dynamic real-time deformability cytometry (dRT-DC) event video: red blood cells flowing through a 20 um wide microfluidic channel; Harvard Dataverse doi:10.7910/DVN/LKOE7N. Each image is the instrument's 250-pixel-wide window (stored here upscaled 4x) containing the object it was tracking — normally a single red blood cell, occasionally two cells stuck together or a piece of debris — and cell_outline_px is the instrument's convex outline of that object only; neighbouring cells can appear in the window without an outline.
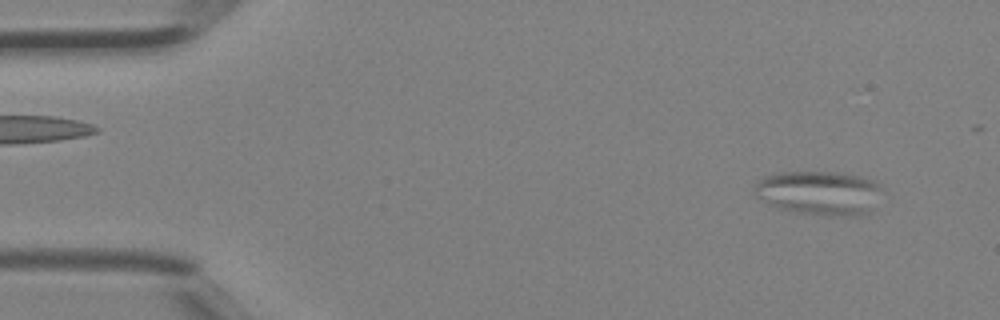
{"species": "Egyptian fruit bat (a non-hibernating species)", "species_latin": "Rousettus aegyptiacus", "temperature_condition": "room temperature", "stored_images_in_passage": 40, "camera_frame_rate_fps": 3000, "um_per_image_px": 0.085, "animal": {"sex": "female"}, "frame": {"image": 1, "passage_image": 1, "time_ms": 0.0, "image_size_px": [1000, 320], "cell_outline_px": [[884, 188], [876, 208], [868, 216], [832, 216], [800, 212], [776, 208], [768, 204], [756, 196], [756, 180], [764, 176], [780, 172], [836, 172], [860, 176], [872, 180], [880, 184]], "centroid_in_image_um": [69.73, 16.41], "position_along_channel_um": 15.3, "area_um2": 33.52}}
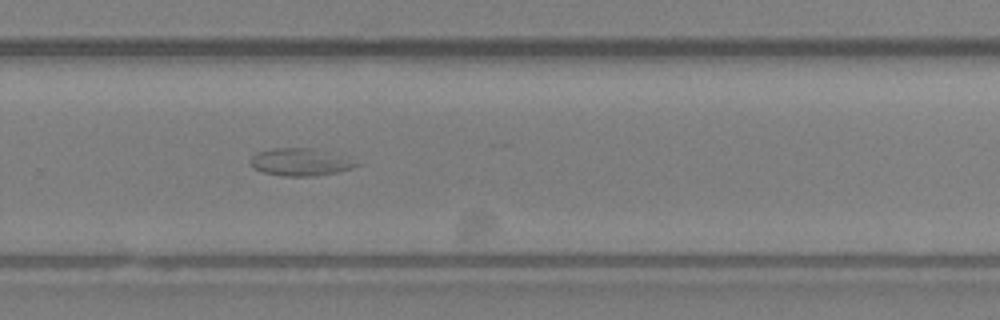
{"frame": {"image": 2, "passage_image": 26, "time_ms": 8.333, "image_size_px": [1000, 320], "cell_outline_px": [[360, 164], [352, 168], [336, 172], [316, 176], [284, 176], [264, 172], [256, 168], [248, 160], [256, 152], [272, 148], [308, 148]], "centroid_in_image_um": [25.38, 13.79], "position_along_channel_um": 304.4, "area_um2": 16.07}}
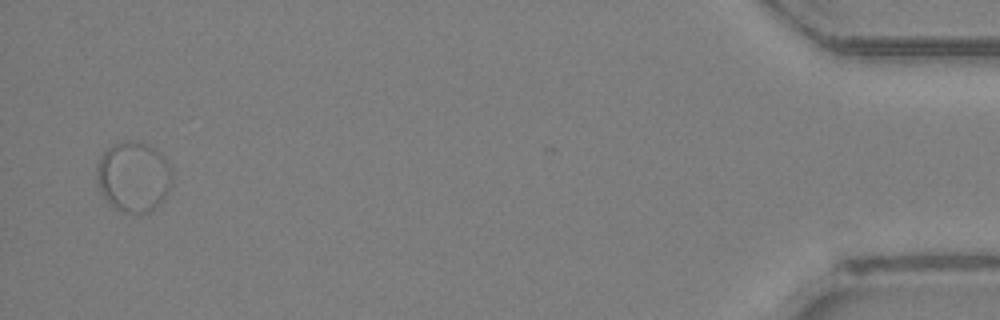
{"frame": {"image": 3, "passage_image": 39, "time_ms": 12.667, "image_size_px": [1000, 320], "cell_outline_px": [[172, 184], [168, 192], [160, 204], [152, 212], [124, 212], [116, 208], [104, 196], [96, 184], [96, 164], [100, 156], [112, 144], [124, 140], [136, 140], [148, 144], [160, 152], [164, 156], [172, 168]], "centroid_in_image_um": [11.36, 14.99], "position_along_channel_um": 423.8, "area_um2": 31.39}}